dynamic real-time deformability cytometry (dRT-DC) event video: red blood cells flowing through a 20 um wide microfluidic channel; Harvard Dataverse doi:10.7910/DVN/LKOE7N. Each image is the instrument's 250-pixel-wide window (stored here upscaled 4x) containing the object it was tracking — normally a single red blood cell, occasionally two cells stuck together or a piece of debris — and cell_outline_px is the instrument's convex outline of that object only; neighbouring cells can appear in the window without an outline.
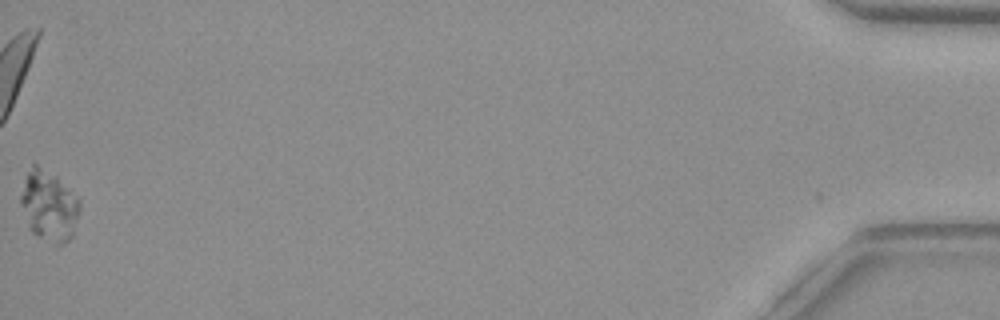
{"species": "common noctule bat (a hibernating species)", "species_latin": "Nyctalus noctula", "temperature_condition": "warm", "stored_images_in_passage": 40, "camera_frame_rate_fps": 3000, "um_per_image_px": 0.085, "animal": {"sex": "female", "body_mass_g": 29.2, "forearm_length_mm": 56.3}, "frame": {"image": 1, "passage_image": 40, "time_ms": 13.0, "image_size_px": [1000, 320], "cell_outline_px": [[80, 208], [72, 236], [64, 244], [56, 248], [36, 236], [28, 228], [20, 204], [20, 196], [24, 180], [32, 164], [36, 164], [56, 176], [80, 200]], "centroid_in_image_um": [4.15, 17.57], "position_along_channel_um": 431.1, "area_um2": 24.51}}